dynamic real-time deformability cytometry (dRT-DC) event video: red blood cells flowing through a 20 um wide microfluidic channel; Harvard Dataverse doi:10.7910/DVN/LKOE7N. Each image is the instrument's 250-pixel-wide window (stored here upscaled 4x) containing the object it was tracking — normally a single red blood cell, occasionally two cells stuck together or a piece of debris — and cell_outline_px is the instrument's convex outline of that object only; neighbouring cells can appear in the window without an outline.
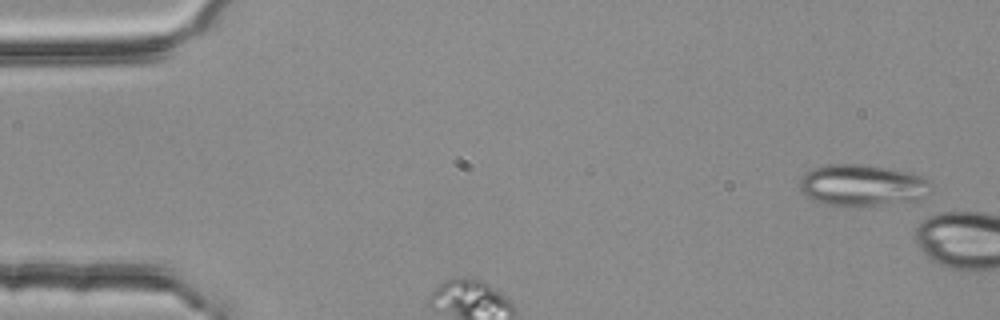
{"species": "common noctule bat (a hibernating species)", "species_latin": "Nyctalus noctula", "temperature_condition": "room temperature", "stored_images_in_passage": 5, "camera_frame_rate_fps": 3000, "um_per_image_px": 0.085, "animal": {"sex": "female", "body_mass_g": 25.1}, "frame": {"image": 1, "passage_image": 1, "time_ms": 0.0, "image_size_px": [1000, 320], "cell_outline_px": [[932, 192], [928, 196], [916, 200], [876, 208], [844, 208], [824, 204], [812, 200], [800, 188], [800, 176], [804, 172], [812, 168], [824, 164], [860, 164], [908, 172], [920, 176], [928, 180], [932, 184]], "centroid_in_image_um": [73.31, 15.81], "position_along_channel_um": 11.7, "area_um2": 33.12}}